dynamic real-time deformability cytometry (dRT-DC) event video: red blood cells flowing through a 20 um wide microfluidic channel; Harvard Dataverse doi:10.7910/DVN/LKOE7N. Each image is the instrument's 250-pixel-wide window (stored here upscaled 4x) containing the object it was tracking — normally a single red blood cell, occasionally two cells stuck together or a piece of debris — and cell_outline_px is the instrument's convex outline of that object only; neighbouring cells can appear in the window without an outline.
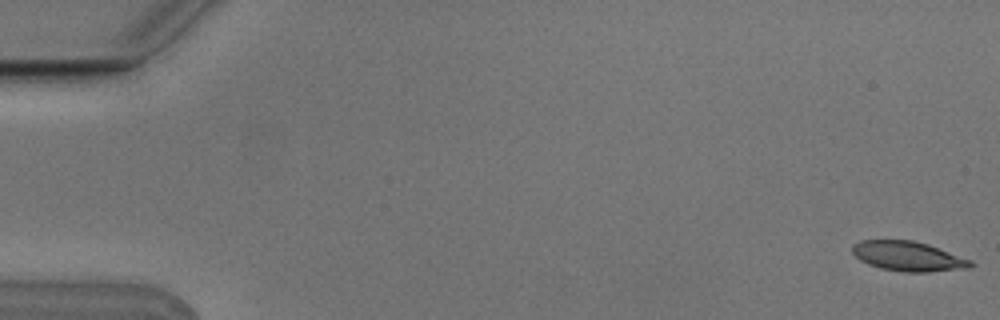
{"species": "Egyptian fruit bat (a non-hibernating species)", "species_latin": "Rousettus aegyptiacus", "temperature_condition": "cold", "stored_images_in_passage": 6, "camera_frame_rate_fps": 3000, "um_per_image_px": 0.085, "animal": {"sex": "male"}, "frame": {"image": 1, "passage_image": 1, "time_ms": 0.0, "image_size_px": [1000, 320], "cell_outline_px": [[976, 264], [972, 268], [928, 272], [904, 272], [880, 268], [868, 264], [860, 260], [852, 252], [852, 244], [860, 240], [912, 240], [928, 244], [972, 260]], "centroid_in_image_um": [77.22, 21.79], "position_along_channel_um": 7.8, "area_um2": 20.69}}